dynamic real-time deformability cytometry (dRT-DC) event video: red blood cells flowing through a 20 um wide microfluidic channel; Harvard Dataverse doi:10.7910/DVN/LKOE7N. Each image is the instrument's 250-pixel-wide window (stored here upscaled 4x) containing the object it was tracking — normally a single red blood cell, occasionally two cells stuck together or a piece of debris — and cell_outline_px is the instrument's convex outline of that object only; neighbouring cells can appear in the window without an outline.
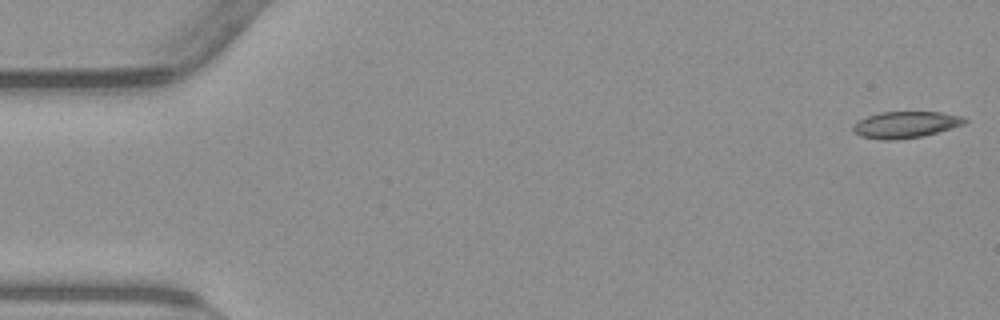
{"species": "common noctule bat (a hibernating species)", "species_latin": "Nyctalus noctula", "temperature_condition": "warm", "stored_images_in_passage": 54, "camera_frame_rate_fps": 3000, "um_per_image_px": 0.085, "animal": {"sex": "male", "body_mass_g": 23.1, "forearm_length_mm": 52.7}, "frame": {"image": 1, "passage_image": 1, "time_ms": 0.0, "image_size_px": [1000, 320], "cell_outline_px": [[968, 120], [964, 124], [952, 128], [920, 136], [892, 140], [880, 140], [860, 136], [852, 132], [852, 124], [856, 120], [880, 112], [940, 112], [960, 116]], "centroid_in_image_um": [76.89, 10.59], "position_along_channel_um": 8.1, "area_um2": 17.22}}
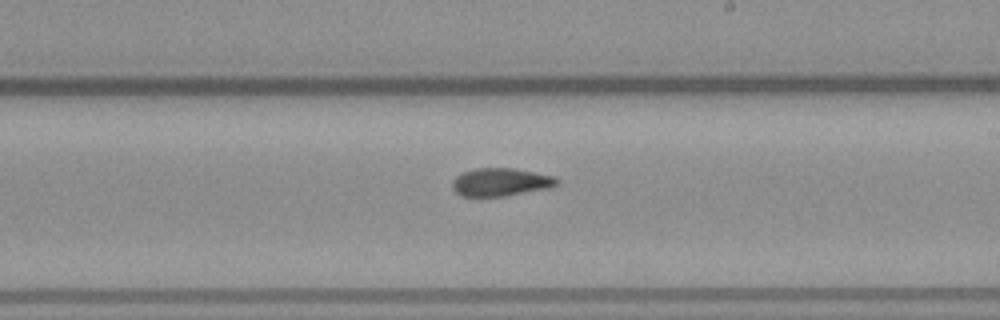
{"frame": {"image": 2, "passage_image": 31, "time_ms": 10.0, "image_size_px": [1000, 320], "cell_outline_px": [[560, 180], [556, 184], [548, 188], [504, 196], [464, 196], [456, 192], [452, 188], [452, 180], [456, 176], [464, 172], [476, 168], [512, 168], [556, 176]], "centroid_in_image_um": [42.56, 15.47], "position_along_channel_um": 246.4, "area_um2": 16.94}}
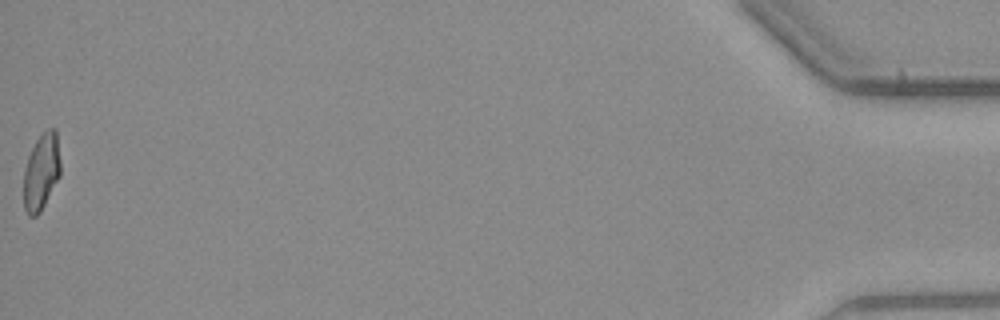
{"frame": {"image": 3, "passage_image": 54, "time_ms": 17.667, "image_size_px": [1000, 320], "cell_outline_px": [[60, 176], [40, 212], [36, 216], [28, 216], [24, 208], [24, 168], [28, 156], [36, 140], [48, 128], [56, 128], [60, 160]], "centroid_in_image_um": [3.51, 14.6], "position_along_channel_um": 431.7, "area_um2": 16.42}, "authors_computed_cell_mechanics": {"area_um2": 17.2822, "velocity_mm_per_s": 3.8314, "shape_relaxation_time_tau1_ms": null, "shape_relaxation_time_tau2_ms": 4.1274, "deformation_change_tau1": null, "deformation_change_tau2": 0.1056}}